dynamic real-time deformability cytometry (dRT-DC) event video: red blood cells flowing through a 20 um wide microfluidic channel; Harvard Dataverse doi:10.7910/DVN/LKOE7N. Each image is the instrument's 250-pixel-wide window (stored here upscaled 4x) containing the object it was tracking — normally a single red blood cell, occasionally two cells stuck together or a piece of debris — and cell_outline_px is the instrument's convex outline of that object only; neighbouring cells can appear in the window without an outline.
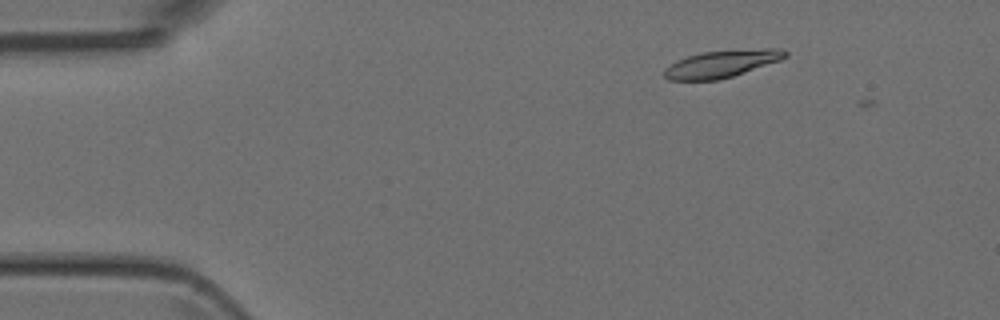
{"species": "Egyptian fruit bat (a non-hibernating species)", "species_latin": "Rousettus aegyptiacus", "temperature_condition": "room temperature", "stored_images_in_passage": 5, "camera_frame_rate_fps": 3000, "um_per_image_px": 0.085, "animal": {"sex": "female"}, "frame": {"image": 1, "passage_image": 3, "time_ms": 2.0, "image_size_px": [1000, 320], "cell_outline_px": [[788, 56], [780, 60], [720, 80], [668, 80], [664, 76], [664, 68], [676, 60], [700, 52], [764, 48], [784, 48], [788, 52]], "centroid_in_image_um": [61.34, 5.41], "position_along_channel_um": 23.7, "area_um2": 19.25}}